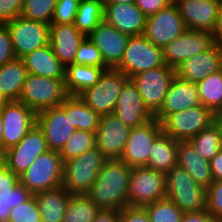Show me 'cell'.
Masks as SVG:
<instances>
[{
	"instance_id": "6da1fadb",
	"label": "cell",
	"mask_w": 222,
	"mask_h": 222,
	"mask_svg": "<svg viewBox=\"0 0 222 222\" xmlns=\"http://www.w3.org/2000/svg\"><path fill=\"white\" fill-rule=\"evenodd\" d=\"M132 167L120 159H107L86 194L99 208L128 207V186Z\"/></svg>"
},
{
	"instance_id": "7a4b0ae2",
	"label": "cell",
	"mask_w": 222,
	"mask_h": 222,
	"mask_svg": "<svg viewBox=\"0 0 222 222\" xmlns=\"http://www.w3.org/2000/svg\"><path fill=\"white\" fill-rule=\"evenodd\" d=\"M107 159L97 147L64 162L62 186L71 195L87 194Z\"/></svg>"
},
{
	"instance_id": "3957f363",
	"label": "cell",
	"mask_w": 222,
	"mask_h": 222,
	"mask_svg": "<svg viewBox=\"0 0 222 222\" xmlns=\"http://www.w3.org/2000/svg\"><path fill=\"white\" fill-rule=\"evenodd\" d=\"M166 197L183 213L206 209V188L197 184L192 176L176 165L165 174Z\"/></svg>"
},
{
	"instance_id": "277c9868",
	"label": "cell",
	"mask_w": 222,
	"mask_h": 222,
	"mask_svg": "<svg viewBox=\"0 0 222 222\" xmlns=\"http://www.w3.org/2000/svg\"><path fill=\"white\" fill-rule=\"evenodd\" d=\"M68 96L65 79L28 74L18 101L37 114L45 109L61 106Z\"/></svg>"
},
{
	"instance_id": "5b68a950",
	"label": "cell",
	"mask_w": 222,
	"mask_h": 222,
	"mask_svg": "<svg viewBox=\"0 0 222 222\" xmlns=\"http://www.w3.org/2000/svg\"><path fill=\"white\" fill-rule=\"evenodd\" d=\"M64 162L59 152L48 150L19 175V181L33 195L62 186Z\"/></svg>"
},
{
	"instance_id": "8992f818",
	"label": "cell",
	"mask_w": 222,
	"mask_h": 222,
	"mask_svg": "<svg viewBox=\"0 0 222 222\" xmlns=\"http://www.w3.org/2000/svg\"><path fill=\"white\" fill-rule=\"evenodd\" d=\"M128 79L123 72L109 68L93 87L86 89L79 97L100 116L113 114L121 89Z\"/></svg>"
},
{
	"instance_id": "52a82bcc",
	"label": "cell",
	"mask_w": 222,
	"mask_h": 222,
	"mask_svg": "<svg viewBox=\"0 0 222 222\" xmlns=\"http://www.w3.org/2000/svg\"><path fill=\"white\" fill-rule=\"evenodd\" d=\"M218 119L210 109L197 105L168 115L162 122V130L176 141H188Z\"/></svg>"
},
{
	"instance_id": "ba28073f",
	"label": "cell",
	"mask_w": 222,
	"mask_h": 222,
	"mask_svg": "<svg viewBox=\"0 0 222 222\" xmlns=\"http://www.w3.org/2000/svg\"><path fill=\"white\" fill-rule=\"evenodd\" d=\"M165 197L164 173L146 166L132 168L127 194L129 207H145Z\"/></svg>"
},
{
	"instance_id": "9c48e42d",
	"label": "cell",
	"mask_w": 222,
	"mask_h": 222,
	"mask_svg": "<svg viewBox=\"0 0 222 222\" xmlns=\"http://www.w3.org/2000/svg\"><path fill=\"white\" fill-rule=\"evenodd\" d=\"M175 76L176 69L165 64L154 69L140 72L130 78L136 85L146 108L153 116L162 106L164 97Z\"/></svg>"
},
{
	"instance_id": "30bf717a",
	"label": "cell",
	"mask_w": 222,
	"mask_h": 222,
	"mask_svg": "<svg viewBox=\"0 0 222 222\" xmlns=\"http://www.w3.org/2000/svg\"><path fill=\"white\" fill-rule=\"evenodd\" d=\"M165 65L162 48L149 42L144 35L130 36L121 64L116 68L129 79L140 72Z\"/></svg>"
},
{
	"instance_id": "8fae6325",
	"label": "cell",
	"mask_w": 222,
	"mask_h": 222,
	"mask_svg": "<svg viewBox=\"0 0 222 222\" xmlns=\"http://www.w3.org/2000/svg\"><path fill=\"white\" fill-rule=\"evenodd\" d=\"M4 25L10 33L16 58L22 59L33 50L49 44V24L18 16Z\"/></svg>"
},
{
	"instance_id": "7c38bea8",
	"label": "cell",
	"mask_w": 222,
	"mask_h": 222,
	"mask_svg": "<svg viewBox=\"0 0 222 222\" xmlns=\"http://www.w3.org/2000/svg\"><path fill=\"white\" fill-rule=\"evenodd\" d=\"M186 29L177 4L170 3L158 13L146 17L143 35L155 46L163 48Z\"/></svg>"
},
{
	"instance_id": "4fadbf2b",
	"label": "cell",
	"mask_w": 222,
	"mask_h": 222,
	"mask_svg": "<svg viewBox=\"0 0 222 222\" xmlns=\"http://www.w3.org/2000/svg\"><path fill=\"white\" fill-rule=\"evenodd\" d=\"M213 44L211 32L186 29L162 48L164 63L177 69L185 60L204 52Z\"/></svg>"
},
{
	"instance_id": "5bb4252c",
	"label": "cell",
	"mask_w": 222,
	"mask_h": 222,
	"mask_svg": "<svg viewBox=\"0 0 222 222\" xmlns=\"http://www.w3.org/2000/svg\"><path fill=\"white\" fill-rule=\"evenodd\" d=\"M3 119L2 149L16 146L26 133L36 125V113L24 103L7 101L1 108Z\"/></svg>"
},
{
	"instance_id": "9a60e30c",
	"label": "cell",
	"mask_w": 222,
	"mask_h": 222,
	"mask_svg": "<svg viewBox=\"0 0 222 222\" xmlns=\"http://www.w3.org/2000/svg\"><path fill=\"white\" fill-rule=\"evenodd\" d=\"M48 150L44 134L36 124L16 146L5 151L6 167L19 176L31 166L39 155Z\"/></svg>"
},
{
	"instance_id": "2e32d148",
	"label": "cell",
	"mask_w": 222,
	"mask_h": 222,
	"mask_svg": "<svg viewBox=\"0 0 222 222\" xmlns=\"http://www.w3.org/2000/svg\"><path fill=\"white\" fill-rule=\"evenodd\" d=\"M162 132L161 123L155 118L145 125L131 128L120 160L132 168L146 166L150 149Z\"/></svg>"
},
{
	"instance_id": "e0dca14e",
	"label": "cell",
	"mask_w": 222,
	"mask_h": 222,
	"mask_svg": "<svg viewBox=\"0 0 222 222\" xmlns=\"http://www.w3.org/2000/svg\"><path fill=\"white\" fill-rule=\"evenodd\" d=\"M130 127L114 114L100 117L95 132L96 147L106 159H120L124 153Z\"/></svg>"
},
{
	"instance_id": "ac0fdd59",
	"label": "cell",
	"mask_w": 222,
	"mask_h": 222,
	"mask_svg": "<svg viewBox=\"0 0 222 222\" xmlns=\"http://www.w3.org/2000/svg\"><path fill=\"white\" fill-rule=\"evenodd\" d=\"M36 124L42 130L48 149L60 152L67 139L75 132L70 116L61 106L45 109L36 114Z\"/></svg>"
},
{
	"instance_id": "d6986e66",
	"label": "cell",
	"mask_w": 222,
	"mask_h": 222,
	"mask_svg": "<svg viewBox=\"0 0 222 222\" xmlns=\"http://www.w3.org/2000/svg\"><path fill=\"white\" fill-rule=\"evenodd\" d=\"M88 38L100 51L105 65L116 69L121 64L130 36L103 20Z\"/></svg>"
},
{
	"instance_id": "ffe728a7",
	"label": "cell",
	"mask_w": 222,
	"mask_h": 222,
	"mask_svg": "<svg viewBox=\"0 0 222 222\" xmlns=\"http://www.w3.org/2000/svg\"><path fill=\"white\" fill-rule=\"evenodd\" d=\"M113 114L130 128L140 127L154 119L131 79L124 83Z\"/></svg>"
},
{
	"instance_id": "44dd1931",
	"label": "cell",
	"mask_w": 222,
	"mask_h": 222,
	"mask_svg": "<svg viewBox=\"0 0 222 222\" xmlns=\"http://www.w3.org/2000/svg\"><path fill=\"white\" fill-rule=\"evenodd\" d=\"M197 105L201 104L196 83L182 80L176 75L154 118L161 123L168 115Z\"/></svg>"
},
{
	"instance_id": "7402d4cb",
	"label": "cell",
	"mask_w": 222,
	"mask_h": 222,
	"mask_svg": "<svg viewBox=\"0 0 222 222\" xmlns=\"http://www.w3.org/2000/svg\"><path fill=\"white\" fill-rule=\"evenodd\" d=\"M220 3V0H182L177 6L187 29L212 33Z\"/></svg>"
},
{
	"instance_id": "603a6c76",
	"label": "cell",
	"mask_w": 222,
	"mask_h": 222,
	"mask_svg": "<svg viewBox=\"0 0 222 222\" xmlns=\"http://www.w3.org/2000/svg\"><path fill=\"white\" fill-rule=\"evenodd\" d=\"M104 20L129 36L143 35L146 16L135 3L103 4Z\"/></svg>"
},
{
	"instance_id": "cb8c5ba5",
	"label": "cell",
	"mask_w": 222,
	"mask_h": 222,
	"mask_svg": "<svg viewBox=\"0 0 222 222\" xmlns=\"http://www.w3.org/2000/svg\"><path fill=\"white\" fill-rule=\"evenodd\" d=\"M221 69V50L216 44L209 49L185 60L177 69L176 75L185 81L197 83Z\"/></svg>"
},
{
	"instance_id": "d4e9b609",
	"label": "cell",
	"mask_w": 222,
	"mask_h": 222,
	"mask_svg": "<svg viewBox=\"0 0 222 222\" xmlns=\"http://www.w3.org/2000/svg\"><path fill=\"white\" fill-rule=\"evenodd\" d=\"M85 36L73 24H50L49 43L56 57L65 66L74 63L76 52Z\"/></svg>"
},
{
	"instance_id": "484cf974",
	"label": "cell",
	"mask_w": 222,
	"mask_h": 222,
	"mask_svg": "<svg viewBox=\"0 0 222 222\" xmlns=\"http://www.w3.org/2000/svg\"><path fill=\"white\" fill-rule=\"evenodd\" d=\"M33 194L19 181V176L6 166L0 170V222H9L10 210L27 201Z\"/></svg>"
},
{
	"instance_id": "4316f807",
	"label": "cell",
	"mask_w": 222,
	"mask_h": 222,
	"mask_svg": "<svg viewBox=\"0 0 222 222\" xmlns=\"http://www.w3.org/2000/svg\"><path fill=\"white\" fill-rule=\"evenodd\" d=\"M22 59L28 74L54 79H65L66 68L54 54L50 43L33 50Z\"/></svg>"
},
{
	"instance_id": "83f0119b",
	"label": "cell",
	"mask_w": 222,
	"mask_h": 222,
	"mask_svg": "<svg viewBox=\"0 0 222 222\" xmlns=\"http://www.w3.org/2000/svg\"><path fill=\"white\" fill-rule=\"evenodd\" d=\"M177 165L184 168L197 184L206 189L214 181L209 160L203 158L188 141H178Z\"/></svg>"
},
{
	"instance_id": "f1b7e54d",
	"label": "cell",
	"mask_w": 222,
	"mask_h": 222,
	"mask_svg": "<svg viewBox=\"0 0 222 222\" xmlns=\"http://www.w3.org/2000/svg\"><path fill=\"white\" fill-rule=\"evenodd\" d=\"M42 222H63L71 194L63 186L34 194Z\"/></svg>"
},
{
	"instance_id": "f546056e",
	"label": "cell",
	"mask_w": 222,
	"mask_h": 222,
	"mask_svg": "<svg viewBox=\"0 0 222 222\" xmlns=\"http://www.w3.org/2000/svg\"><path fill=\"white\" fill-rule=\"evenodd\" d=\"M178 141L162 132L154 141L146 167L166 174L177 165Z\"/></svg>"
},
{
	"instance_id": "4dcf8cb0",
	"label": "cell",
	"mask_w": 222,
	"mask_h": 222,
	"mask_svg": "<svg viewBox=\"0 0 222 222\" xmlns=\"http://www.w3.org/2000/svg\"><path fill=\"white\" fill-rule=\"evenodd\" d=\"M28 75L23 59L15 58L0 67V94L6 101H18Z\"/></svg>"
},
{
	"instance_id": "1f68e13d",
	"label": "cell",
	"mask_w": 222,
	"mask_h": 222,
	"mask_svg": "<svg viewBox=\"0 0 222 222\" xmlns=\"http://www.w3.org/2000/svg\"><path fill=\"white\" fill-rule=\"evenodd\" d=\"M107 69L109 68L80 64L68 65L65 71V87L68 95L79 96L86 89L93 87Z\"/></svg>"
},
{
	"instance_id": "d6a6232c",
	"label": "cell",
	"mask_w": 222,
	"mask_h": 222,
	"mask_svg": "<svg viewBox=\"0 0 222 222\" xmlns=\"http://www.w3.org/2000/svg\"><path fill=\"white\" fill-rule=\"evenodd\" d=\"M61 107L66 111L67 116H70L75 129L92 133L98 129L101 116L87 106L79 96L69 95Z\"/></svg>"
},
{
	"instance_id": "836d02e7",
	"label": "cell",
	"mask_w": 222,
	"mask_h": 222,
	"mask_svg": "<svg viewBox=\"0 0 222 222\" xmlns=\"http://www.w3.org/2000/svg\"><path fill=\"white\" fill-rule=\"evenodd\" d=\"M196 85L200 104L219 117L222 113V70L210 74Z\"/></svg>"
},
{
	"instance_id": "e575fe53",
	"label": "cell",
	"mask_w": 222,
	"mask_h": 222,
	"mask_svg": "<svg viewBox=\"0 0 222 222\" xmlns=\"http://www.w3.org/2000/svg\"><path fill=\"white\" fill-rule=\"evenodd\" d=\"M188 142L203 158L210 161L222 149V122L217 119Z\"/></svg>"
},
{
	"instance_id": "d590c367",
	"label": "cell",
	"mask_w": 222,
	"mask_h": 222,
	"mask_svg": "<svg viewBox=\"0 0 222 222\" xmlns=\"http://www.w3.org/2000/svg\"><path fill=\"white\" fill-rule=\"evenodd\" d=\"M103 20L102 0H86L79 3L74 25L85 37H88Z\"/></svg>"
},
{
	"instance_id": "8d00e7d4",
	"label": "cell",
	"mask_w": 222,
	"mask_h": 222,
	"mask_svg": "<svg viewBox=\"0 0 222 222\" xmlns=\"http://www.w3.org/2000/svg\"><path fill=\"white\" fill-rule=\"evenodd\" d=\"M99 207L86 195H72L66 205L63 222H93Z\"/></svg>"
},
{
	"instance_id": "74e56055",
	"label": "cell",
	"mask_w": 222,
	"mask_h": 222,
	"mask_svg": "<svg viewBox=\"0 0 222 222\" xmlns=\"http://www.w3.org/2000/svg\"><path fill=\"white\" fill-rule=\"evenodd\" d=\"M95 147V133L76 129L67 139L59 154L63 162H65Z\"/></svg>"
},
{
	"instance_id": "f35d334b",
	"label": "cell",
	"mask_w": 222,
	"mask_h": 222,
	"mask_svg": "<svg viewBox=\"0 0 222 222\" xmlns=\"http://www.w3.org/2000/svg\"><path fill=\"white\" fill-rule=\"evenodd\" d=\"M57 0H24L20 16L51 24Z\"/></svg>"
},
{
	"instance_id": "ab89813d",
	"label": "cell",
	"mask_w": 222,
	"mask_h": 222,
	"mask_svg": "<svg viewBox=\"0 0 222 222\" xmlns=\"http://www.w3.org/2000/svg\"><path fill=\"white\" fill-rule=\"evenodd\" d=\"M150 222H181L183 212L167 197L144 207Z\"/></svg>"
},
{
	"instance_id": "60d3db41",
	"label": "cell",
	"mask_w": 222,
	"mask_h": 222,
	"mask_svg": "<svg viewBox=\"0 0 222 222\" xmlns=\"http://www.w3.org/2000/svg\"><path fill=\"white\" fill-rule=\"evenodd\" d=\"M73 64L108 68L102 59L100 51L88 37H85L80 43Z\"/></svg>"
},
{
	"instance_id": "b9f144b4",
	"label": "cell",
	"mask_w": 222,
	"mask_h": 222,
	"mask_svg": "<svg viewBox=\"0 0 222 222\" xmlns=\"http://www.w3.org/2000/svg\"><path fill=\"white\" fill-rule=\"evenodd\" d=\"M9 222H42L34 195L10 210Z\"/></svg>"
},
{
	"instance_id": "7bdbcfd3",
	"label": "cell",
	"mask_w": 222,
	"mask_h": 222,
	"mask_svg": "<svg viewBox=\"0 0 222 222\" xmlns=\"http://www.w3.org/2000/svg\"><path fill=\"white\" fill-rule=\"evenodd\" d=\"M206 210L222 222V180L213 181L206 189Z\"/></svg>"
},
{
	"instance_id": "ee69618b",
	"label": "cell",
	"mask_w": 222,
	"mask_h": 222,
	"mask_svg": "<svg viewBox=\"0 0 222 222\" xmlns=\"http://www.w3.org/2000/svg\"><path fill=\"white\" fill-rule=\"evenodd\" d=\"M79 3L78 0H57L51 23L73 24Z\"/></svg>"
},
{
	"instance_id": "f6af8a7d",
	"label": "cell",
	"mask_w": 222,
	"mask_h": 222,
	"mask_svg": "<svg viewBox=\"0 0 222 222\" xmlns=\"http://www.w3.org/2000/svg\"><path fill=\"white\" fill-rule=\"evenodd\" d=\"M16 58L7 27L0 24V67Z\"/></svg>"
},
{
	"instance_id": "bcb514c9",
	"label": "cell",
	"mask_w": 222,
	"mask_h": 222,
	"mask_svg": "<svg viewBox=\"0 0 222 222\" xmlns=\"http://www.w3.org/2000/svg\"><path fill=\"white\" fill-rule=\"evenodd\" d=\"M24 0H0V24L20 16Z\"/></svg>"
},
{
	"instance_id": "7dc6e473",
	"label": "cell",
	"mask_w": 222,
	"mask_h": 222,
	"mask_svg": "<svg viewBox=\"0 0 222 222\" xmlns=\"http://www.w3.org/2000/svg\"><path fill=\"white\" fill-rule=\"evenodd\" d=\"M119 222H150L144 207H125L120 210Z\"/></svg>"
},
{
	"instance_id": "c3c4849f",
	"label": "cell",
	"mask_w": 222,
	"mask_h": 222,
	"mask_svg": "<svg viewBox=\"0 0 222 222\" xmlns=\"http://www.w3.org/2000/svg\"><path fill=\"white\" fill-rule=\"evenodd\" d=\"M134 3L146 17L158 13L170 4L168 0H135Z\"/></svg>"
},
{
	"instance_id": "681fc988",
	"label": "cell",
	"mask_w": 222,
	"mask_h": 222,
	"mask_svg": "<svg viewBox=\"0 0 222 222\" xmlns=\"http://www.w3.org/2000/svg\"><path fill=\"white\" fill-rule=\"evenodd\" d=\"M181 222H219L206 209L184 213Z\"/></svg>"
},
{
	"instance_id": "f907efd6",
	"label": "cell",
	"mask_w": 222,
	"mask_h": 222,
	"mask_svg": "<svg viewBox=\"0 0 222 222\" xmlns=\"http://www.w3.org/2000/svg\"><path fill=\"white\" fill-rule=\"evenodd\" d=\"M120 211L100 208L93 222H119Z\"/></svg>"
},
{
	"instance_id": "816d5d0a",
	"label": "cell",
	"mask_w": 222,
	"mask_h": 222,
	"mask_svg": "<svg viewBox=\"0 0 222 222\" xmlns=\"http://www.w3.org/2000/svg\"><path fill=\"white\" fill-rule=\"evenodd\" d=\"M214 181L222 180V149L209 161Z\"/></svg>"
},
{
	"instance_id": "f5cc1de1",
	"label": "cell",
	"mask_w": 222,
	"mask_h": 222,
	"mask_svg": "<svg viewBox=\"0 0 222 222\" xmlns=\"http://www.w3.org/2000/svg\"><path fill=\"white\" fill-rule=\"evenodd\" d=\"M213 43L222 48V2L219 5L216 25L212 31Z\"/></svg>"
},
{
	"instance_id": "db71d44e",
	"label": "cell",
	"mask_w": 222,
	"mask_h": 222,
	"mask_svg": "<svg viewBox=\"0 0 222 222\" xmlns=\"http://www.w3.org/2000/svg\"><path fill=\"white\" fill-rule=\"evenodd\" d=\"M103 4L134 3L135 0H102Z\"/></svg>"
},
{
	"instance_id": "11a10c76",
	"label": "cell",
	"mask_w": 222,
	"mask_h": 222,
	"mask_svg": "<svg viewBox=\"0 0 222 222\" xmlns=\"http://www.w3.org/2000/svg\"><path fill=\"white\" fill-rule=\"evenodd\" d=\"M5 166V151L0 148V170Z\"/></svg>"
},
{
	"instance_id": "9f6ffc18",
	"label": "cell",
	"mask_w": 222,
	"mask_h": 222,
	"mask_svg": "<svg viewBox=\"0 0 222 222\" xmlns=\"http://www.w3.org/2000/svg\"><path fill=\"white\" fill-rule=\"evenodd\" d=\"M3 119L1 115V108H0V148L2 149V137H3Z\"/></svg>"
},
{
	"instance_id": "6f0895ef",
	"label": "cell",
	"mask_w": 222,
	"mask_h": 222,
	"mask_svg": "<svg viewBox=\"0 0 222 222\" xmlns=\"http://www.w3.org/2000/svg\"><path fill=\"white\" fill-rule=\"evenodd\" d=\"M7 101L1 96L0 94V108L6 103Z\"/></svg>"
},
{
	"instance_id": "680465c9",
	"label": "cell",
	"mask_w": 222,
	"mask_h": 222,
	"mask_svg": "<svg viewBox=\"0 0 222 222\" xmlns=\"http://www.w3.org/2000/svg\"><path fill=\"white\" fill-rule=\"evenodd\" d=\"M170 3H172V4H177V3H179L180 1H182V0H168Z\"/></svg>"
},
{
	"instance_id": "91938a15",
	"label": "cell",
	"mask_w": 222,
	"mask_h": 222,
	"mask_svg": "<svg viewBox=\"0 0 222 222\" xmlns=\"http://www.w3.org/2000/svg\"><path fill=\"white\" fill-rule=\"evenodd\" d=\"M221 50V70H222V48H220Z\"/></svg>"
},
{
	"instance_id": "94428289",
	"label": "cell",
	"mask_w": 222,
	"mask_h": 222,
	"mask_svg": "<svg viewBox=\"0 0 222 222\" xmlns=\"http://www.w3.org/2000/svg\"><path fill=\"white\" fill-rule=\"evenodd\" d=\"M218 119L222 122V113L219 115Z\"/></svg>"
}]
</instances>
